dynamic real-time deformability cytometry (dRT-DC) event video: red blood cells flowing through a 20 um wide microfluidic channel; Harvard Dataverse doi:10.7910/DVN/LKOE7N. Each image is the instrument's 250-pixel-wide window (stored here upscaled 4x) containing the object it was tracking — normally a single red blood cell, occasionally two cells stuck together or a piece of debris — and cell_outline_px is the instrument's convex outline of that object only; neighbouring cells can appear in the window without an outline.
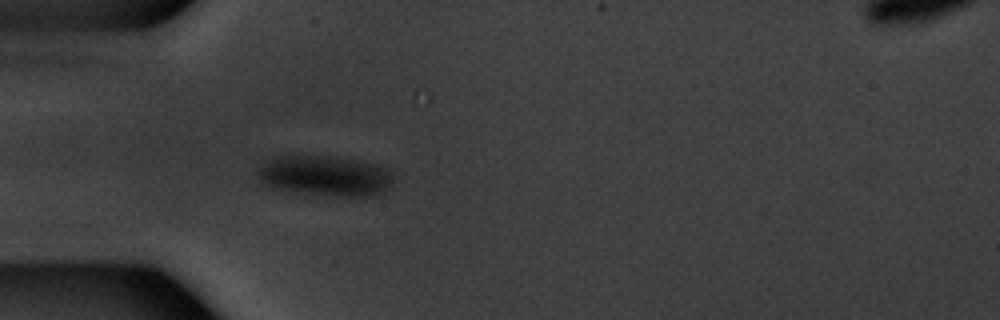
{"species": "common noctule bat (a hibernating species)", "species_latin": "Nyctalus noctula", "temperature_condition": "warm", "stored_images_in_passage": 20, "camera_frame_rate_fps": 3000, "um_per_image_px": 0.085, "animal": {"sex": "male", "body_mass_g": 20.1, "forearm_length_mm": 53.5}, "frame": {"image": 1, "passage_image": 16, "time_ms": 5.0, "image_size_px": [1000, 320], "cell_outline_px": [[392, 172], [388, 188], [372, 196], [348, 196], [296, 192], [272, 188], [260, 184], [256, 176], [264, 164], [268, 160], [276, 156], [336, 156], [376, 164], [388, 168]], "centroid_in_image_um": [27.6, 14.93], "position_along_channel_um": 57.4, "area_um2": 31.73}}